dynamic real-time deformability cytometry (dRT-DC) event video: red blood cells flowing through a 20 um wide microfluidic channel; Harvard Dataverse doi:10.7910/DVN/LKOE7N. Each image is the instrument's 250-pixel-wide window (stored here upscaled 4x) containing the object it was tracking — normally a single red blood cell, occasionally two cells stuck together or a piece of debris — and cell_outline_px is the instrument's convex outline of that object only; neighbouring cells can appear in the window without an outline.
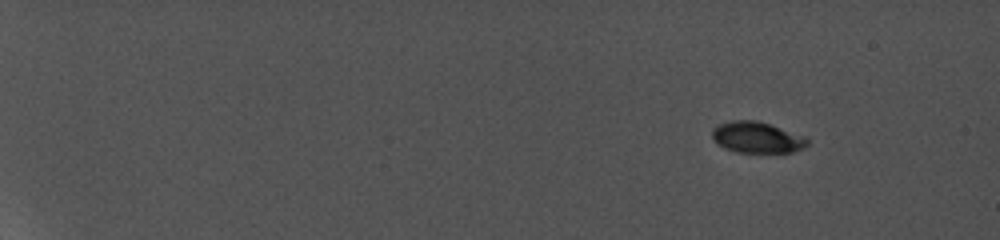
{"species": "common noctule bat (a hibernating species)", "species_latin": "Nyctalus noctula", "temperature_condition": "cold", "stored_images_in_passage": 15, "camera_frame_rate_fps": 5000, "um_per_image_px": 0.085, "animal": {"sex": "female", "body_mass_g": 19.0, "forearm_length_mm": 56.7}, "frame": {"image": 1, "passage_image": 1, "time_ms": 0.0, "image_size_px": [1000, 240], "cell_outline_px": [[808, 144], [800, 148], [788, 152], [740, 152], [728, 148], [720, 144], [712, 136], [712, 128], [720, 124], [732, 120], [756, 120], [804, 136], [808, 140]], "centroid_in_image_um": [64.33, 11.66], "position_along_channel_um": 20.7, "area_um2": 16.65}}
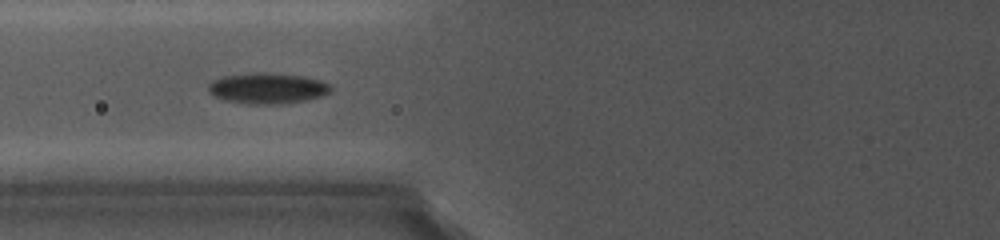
{"frame": {"image": 2, "passage_image": 8, "time_ms": 7.2, "image_size_px": [1000, 240], "cell_outline_px": [[332, 88], [328, 92], [320, 96], [300, 100], [272, 104], [260, 104], [232, 100], [216, 96], [208, 88], [216, 80], [228, 76], [252, 72], [268, 72], [304, 76], [320, 80], [328, 84]], "centroid_in_image_um": [22.81, 7.47], "position_along_channel_um": 103.0, "area_um2": 20.87}}
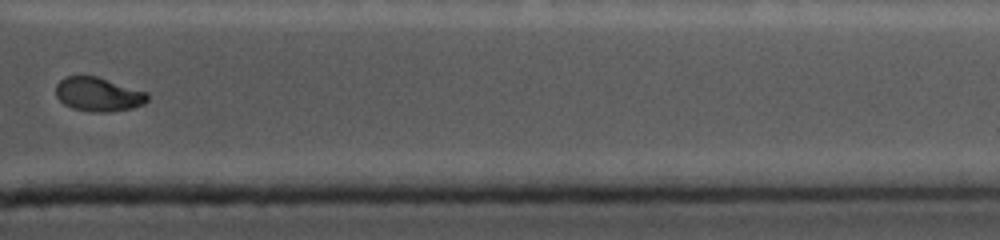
{"frame": {"image": 3, "passage_image": 15, "time_ms": 15.0, "image_size_px": [1000, 240], "cell_outline_px": [[148, 100], [144, 104], [132, 108], [108, 112], [92, 112], [72, 108], [64, 104], [56, 96], [56, 84], [64, 76], [96, 76], [148, 92]], "centroid_in_image_um": [8.36, 8.02], "position_along_channel_um": 403.0, "area_um2": 18.21}}